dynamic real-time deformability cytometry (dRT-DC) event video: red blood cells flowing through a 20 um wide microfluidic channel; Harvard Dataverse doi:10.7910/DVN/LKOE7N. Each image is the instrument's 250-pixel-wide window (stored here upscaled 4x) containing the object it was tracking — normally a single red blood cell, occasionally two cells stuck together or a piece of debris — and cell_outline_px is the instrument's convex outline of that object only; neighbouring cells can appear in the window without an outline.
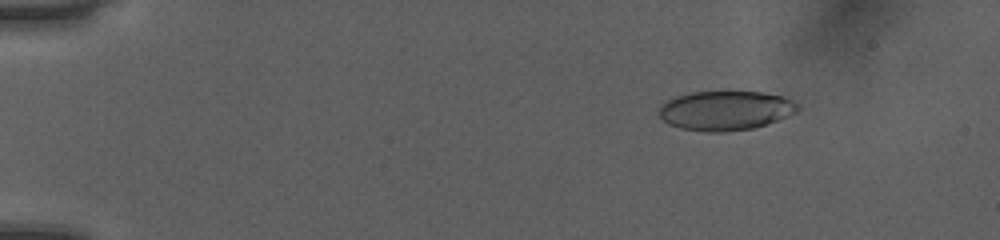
{"species": "human", "species_latin": "Homo sapiens", "temperature_condition": "room temperature", "stored_images_in_passage": 52, "camera_frame_rate_fps": 3000, "um_per_image_px": 0.085, "donor": {"sex": "female"}, "frame": {"image": 1, "passage_image": 8, "time_ms": 2.333, "image_size_px": [1000, 240], "cell_outline_px": [[800, 108], [796, 112], [788, 116], [768, 124], [752, 128], [728, 132], [704, 132], [680, 128], [668, 124], [660, 116], [660, 108], [672, 96], [692, 92], [764, 92], [784, 96], [792, 100]], "centroid_in_image_um": [61.68, 9.4], "position_along_channel_um": 23.3, "area_um2": 31.96}}
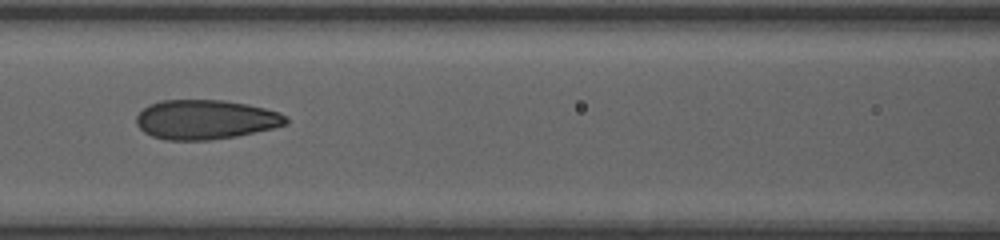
{"frame": {"image": 2, "passage_image": 25, "time_ms": 8.0, "image_size_px": [1000, 240], "cell_outline_px": [[288, 124], [272, 128], [236, 136], [208, 140], [164, 140], [152, 136], [144, 132], [136, 124], [136, 116], [148, 104], [160, 100], [224, 100], [248, 104], [280, 112], [288, 116]], "centroid_in_image_um": [17.47, 10.16], "position_along_channel_um": 149.1, "area_um2": 34.56}}
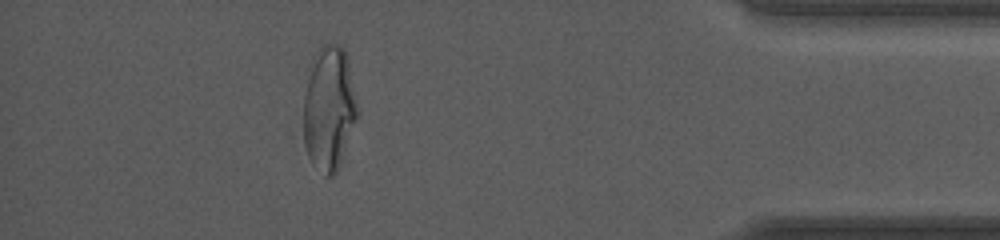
{"frame": {"image": 3, "passage_image": 47, "time_ms": 15.333, "image_size_px": [1000, 240], "cell_outline_px": [[360, 116], [336, 172], [332, 176], [324, 176], [312, 164], [308, 156], [304, 144], [304, 92], [316, 52], [324, 44], [336, 44], [344, 48], [348, 60]], "centroid_in_image_um": [27.99, 9.26], "position_along_channel_um": 407.2, "area_um2": 39.19}, "authors_computed_cell_mechanics": {"area_um2": 34.1598, "velocity_mm_per_s": 4.0585, "shape_relaxation_time_tau1_ms": null, "shape_relaxation_time_tau2_ms": 0.9335, "deformation_change_tau1": null, "deformation_change_tau2": 0.0815}}